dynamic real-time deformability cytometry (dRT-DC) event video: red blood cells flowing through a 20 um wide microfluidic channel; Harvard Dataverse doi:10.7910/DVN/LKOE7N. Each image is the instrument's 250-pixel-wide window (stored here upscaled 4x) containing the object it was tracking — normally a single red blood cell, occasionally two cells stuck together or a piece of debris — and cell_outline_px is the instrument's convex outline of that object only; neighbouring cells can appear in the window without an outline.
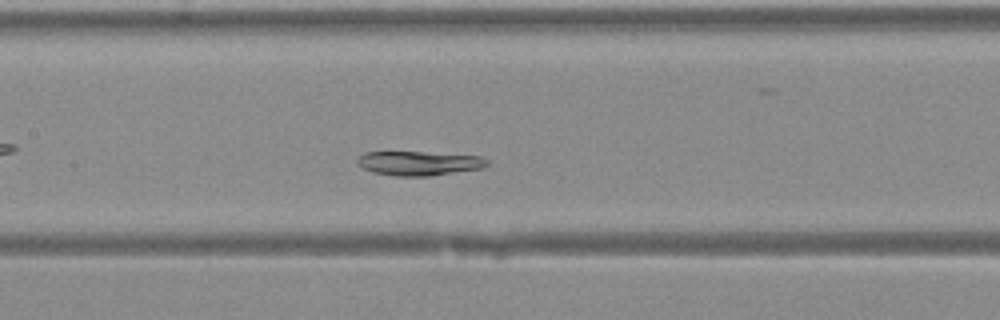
{"species": "Egyptian fruit bat (a non-hibernating species)", "species_latin": "Rousettus aegyptiacus", "temperature_condition": "warm", "stored_images_in_passage": 33, "camera_frame_rate_fps": 3000, "um_per_image_px": 0.085, "animal": {"sex": "female"}, "frame": {"image": 1, "passage_image": 15, "time_ms": 4.667, "image_size_px": [1000, 320], "cell_outline_px": [[488, 164], [484, 168], [428, 176], [396, 176], [372, 172], [364, 168], [356, 160], [364, 152], [424, 152], [480, 156], [488, 160]], "centroid_in_image_um": [35.63, 13.87], "position_along_channel_um": 171.8, "area_um2": 18.21}}
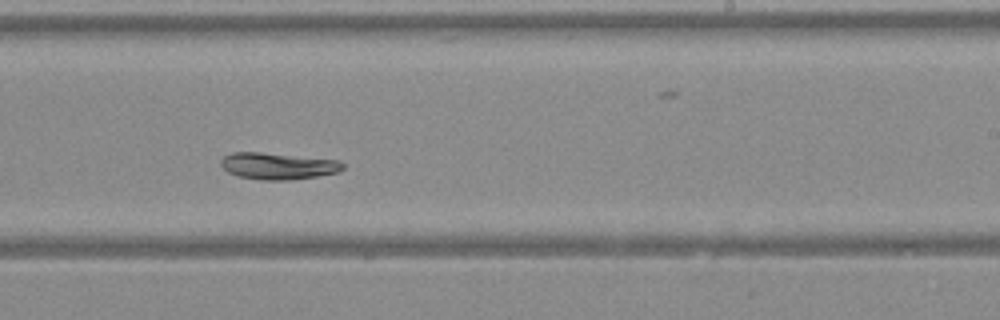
{"frame": {"image": 2, "passage_image": 21, "time_ms": 6.667, "image_size_px": [1000, 320], "cell_outline_px": [[344, 168], [340, 172], [292, 180], [260, 180], [240, 176], [228, 172], [220, 164], [220, 160], [224, 156], [232, 152], [260, 152], [340, 160], [344, 164]], "centroid_in_image_um": [23.65, 14.11], "position_along_channel_um": 265.4, "area_um2": 19.02}}
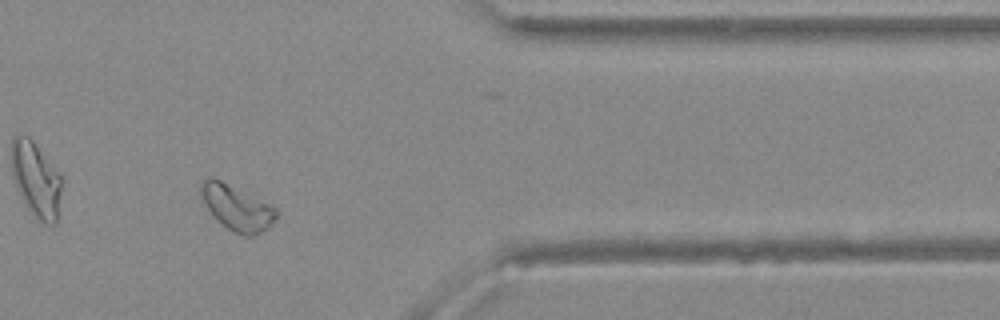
{"frame": {"image": 3, "passage_image": 30, "time_ms": 9.667, "image_size_px": [1000, 320], "cell_outline_px": [[280, 212], [276, 220], [268, 228], [256, 236], [244, 236], [228, 228], [216, 220], [204, 204], [200, 196], [200, 180], [220, 180], [272, 204]], "centroid_in_image_um": [20.18, 17.69], "position_along_channel_um": 391.2, "area_um2": 20.0}}